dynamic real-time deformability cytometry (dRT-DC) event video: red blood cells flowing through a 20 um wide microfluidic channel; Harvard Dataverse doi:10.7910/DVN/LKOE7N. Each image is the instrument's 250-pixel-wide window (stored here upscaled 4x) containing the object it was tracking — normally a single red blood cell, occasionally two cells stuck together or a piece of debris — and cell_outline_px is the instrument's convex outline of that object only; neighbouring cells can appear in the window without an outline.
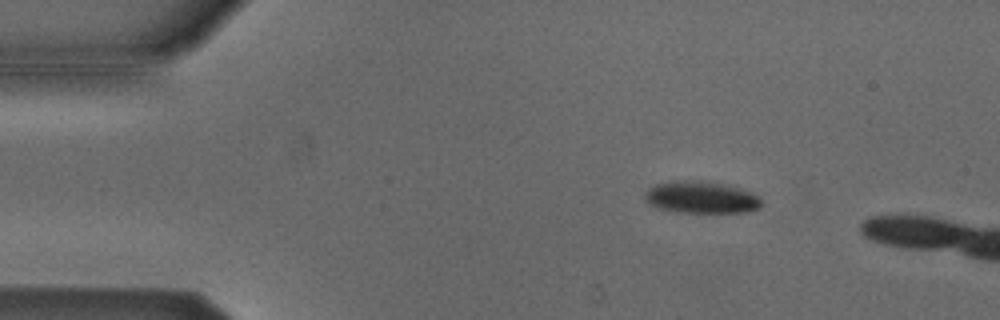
{"species": "Egyptian fruit bat (a non-hibernating species)", "species_latin": "Rousettus aegyptiacus", "temperature_condition": "cold", "stored_images_in_passage": 11, "camera_frame_rate_fps": 3000, "um_per_image_px": 0.085, "animal": {"sex": "male"}, "frame": {"image": 1, "passage_image": 7, "time_ms": 2.0, "image_size_px": [1000, 320], "cell_outline_px": [[764, 204], [760, 208], [748, 212], [676, 212], [656, 208], [644, 200], [644, 192], [652, 184], [672, 180], [700, 180], [724, 184], [756, 192], [764, 200]], "centroid_in_image_um": [59.62, 16.76], "position_along_channel_um": 25.4, "area_um2": 22.54}}